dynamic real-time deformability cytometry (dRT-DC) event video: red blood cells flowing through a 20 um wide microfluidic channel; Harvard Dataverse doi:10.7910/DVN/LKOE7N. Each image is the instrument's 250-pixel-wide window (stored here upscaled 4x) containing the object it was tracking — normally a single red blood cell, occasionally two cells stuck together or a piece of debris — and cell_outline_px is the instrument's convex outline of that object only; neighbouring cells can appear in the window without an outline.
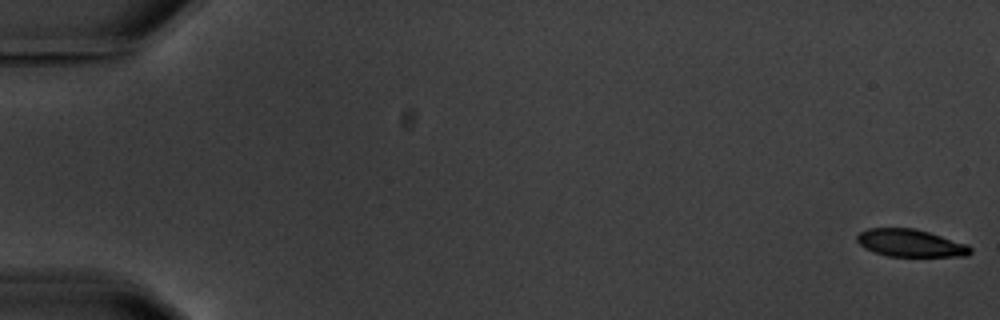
{"species": "common noctule bat (a hibernating species)", "species_latin": "Nyctalus noctula", "temperature_condition": "warm", "stored_images_in_passage": 7, "camera_frame_rate_fps": 3000, "um_per_image_px": 0.085, "animal": {"sex": "male", "body_mass_g": 20.1, "forearm_length_mm": 53.5}, "frame": {"image": 1, "passage_image": 1, "time_ms": 0.0, "image_size_px": [1000, 320], "cell_outline_px": [[972, 252], [968, 256], [888, 256], [864, 248], [856, 240], [856, 236], [860, 232], [868, 228], [916, 228], [968, 244], [972, 248]], "centroid_in_image_um": [77.41, 20.65], "position_along_channel_um": 7.6, "area_um2": 18.21}}
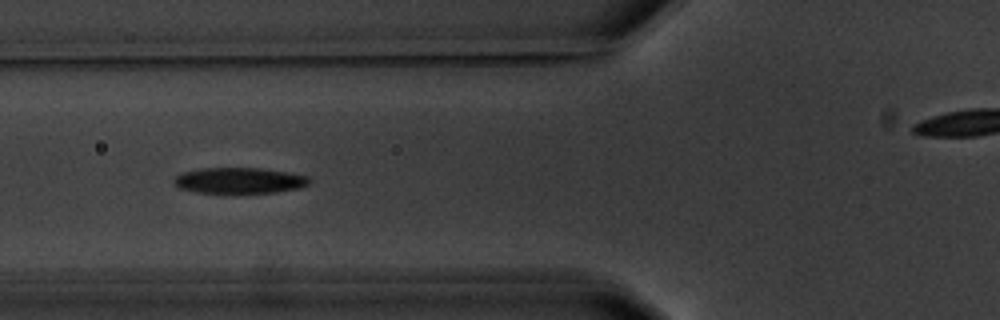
{"frame": {"image": 2, "passage_image": 7, "time_ms": 7.333, "image_size_px": [1000, 320], "cell_outline_px": [[312, 180], [308, 184], [300, 188], [276, 192], [196, 192], [180, 188], [172, 184], [172, 180], [176, 176], [184, 172], [200, 168], [260, 168], [308, 176]], "centroid_in_image_um": [20.33, 15.33], "position_along_channel_um": 105.5, "area_um2": 20.17}}